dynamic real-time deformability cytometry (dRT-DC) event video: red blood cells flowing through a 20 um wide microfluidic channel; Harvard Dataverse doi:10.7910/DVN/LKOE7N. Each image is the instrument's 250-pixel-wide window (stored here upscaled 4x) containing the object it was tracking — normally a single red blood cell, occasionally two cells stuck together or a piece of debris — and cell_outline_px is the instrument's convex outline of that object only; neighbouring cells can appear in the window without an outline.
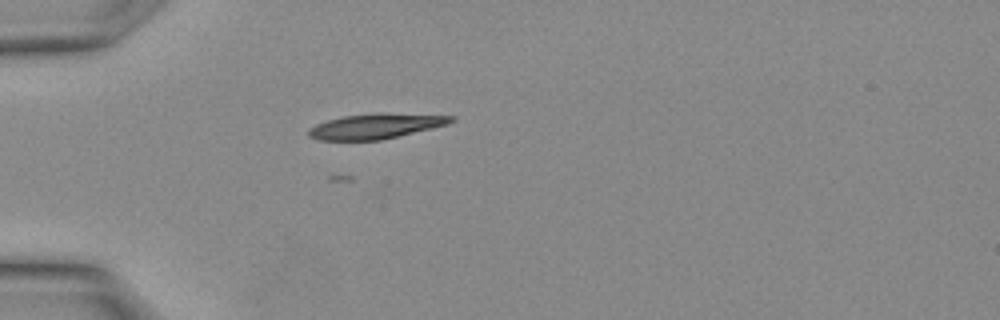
{"species": "Egyptian fruit bat (a non-hibernating species)", "species_latin": "Rousettus aegyptiacus", "temperature_condition": "warm", "stored_images_in_passage": 13, "camera_frame_rate_fps": 3000, "um_per_image_px": 0.085, "animal": {"sex": "female"}, "frame": {"image": 1, "passage_image": 3, "time_ms": 0.667, "image_size_px": [1000, 320], "cell_outline_px": [[456, 120], [448, 124], [380, 140], [316, 140], [308, 136], [308, 128], [316, 124], [328, 120], [344, 116], [376, 112], [456, 116]], "centroid_in_image_um": [31.92, 10.71], "position_along_channel_um": 53.1, "area_um2": 20.87}}
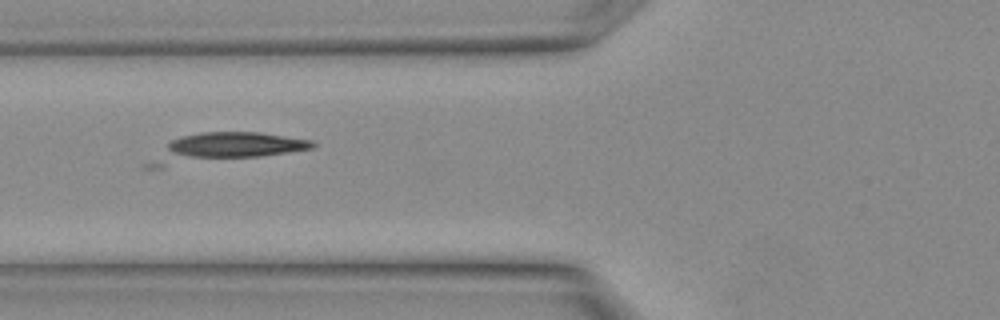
{"frame": {"image": 2, "passage_image": 6, "time_ms": 1.667, "image_size_px": [1000, 320], "cell_outline_px": [[316, 144], [312, 148], [288, 152], [260, 156], [164, 168], [140, 168], [144, 164], [172, 140], [184, 136], [204, 132], [260, 132], [312, 140]], "centroid_in_image_um": [19.0, 12.58], "position_along_channel_um": 106.8, "area_um2": 27.4}}